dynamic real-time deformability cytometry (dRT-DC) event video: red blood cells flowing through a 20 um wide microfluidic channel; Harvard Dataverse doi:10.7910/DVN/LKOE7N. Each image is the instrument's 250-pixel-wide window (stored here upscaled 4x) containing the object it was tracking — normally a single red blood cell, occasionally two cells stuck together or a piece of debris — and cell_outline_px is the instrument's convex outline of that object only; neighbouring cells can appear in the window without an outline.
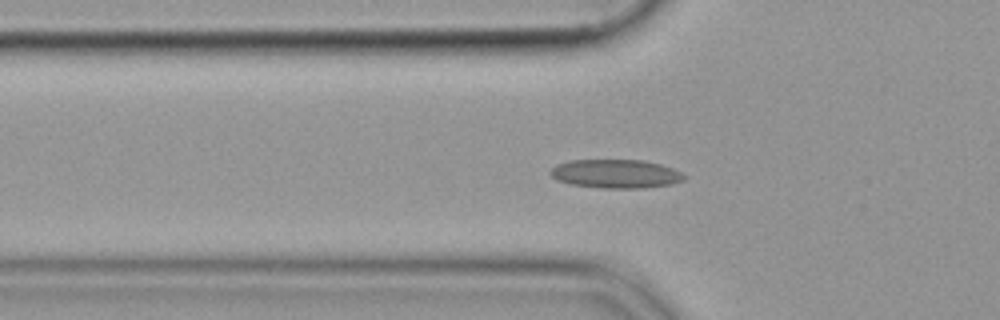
{"species": "common noctule bat (a hibernating species)", "species_latin": "Nyctalus noctula", "temperature_condition": "cold", "stored_images_in_passage": 42, "camera_frame_rate_fps": 3000, "um_per_image_px": 0.085, "animal": {"sex": "female", "body_mass_g": 19.9}, "frame": {"image": 1, "passage_image": 16, "time_ms": 5.0, "image_size_px": [1000, 320], "cell_outline_px": [[688, 176], [684, 180], [672, 184], [644, 188], [600, 188], [572, 184], [556, 180], [548, 172], [556, 164], [572, 160], [644, 160], [660, 164], [672, 168]], "centroid_in_image_um": [52.35, 14.77], "position_along_channel_um": 73.4, "area_um2": 22.48}}
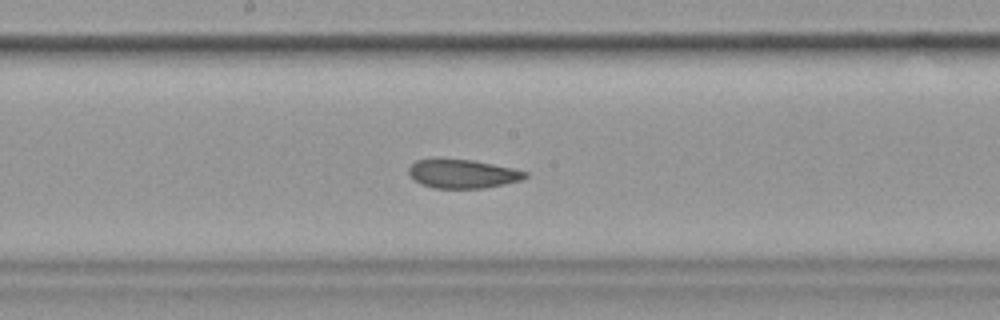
{"frame": {"image": 2, "passage_image": 27, "time_ms": 8.667, "image_size_px": [1000, 320], "cell_outline_px": [[528, 176], [520, 180], [504, 184], [484, 188], [432, 188], [420, 184], [408, 172], [408, 168], [416, 160], [436, 156], [472, 160], [512, 168], [528, 172]], "centroid_in_image_um": [39.26, 14.74], "position_along_channel_um": 208.9, "area_um2": 19.94}}
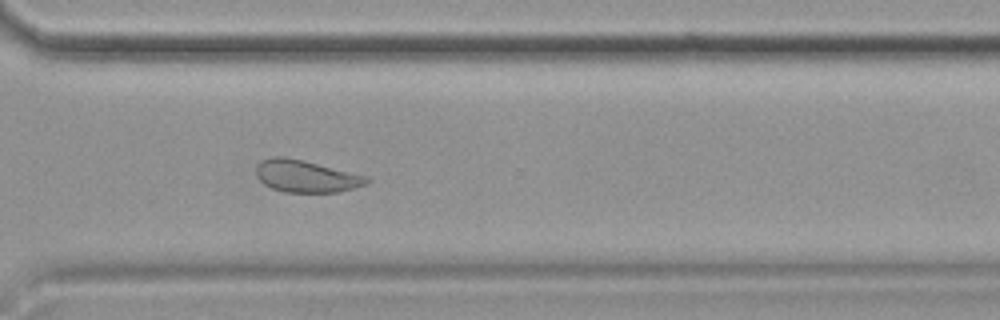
{"frame": {"image": 3, "passage_image": 38, "time_ms": 12.333, "image_size_px": [1000, 320], "cell_outline_px": [[372, 180], [368, 184], [336, 192], [284, 192], [272, 188], [264, 184], [256, 176], [256, 164], [260, 160], [272, 156], [284, 156], [304, 160], [368, 176]], "centroid_in_image_um": [26.0, 14.96], "position_along_channel_um": 344.6, "area_um2": 20.92}}